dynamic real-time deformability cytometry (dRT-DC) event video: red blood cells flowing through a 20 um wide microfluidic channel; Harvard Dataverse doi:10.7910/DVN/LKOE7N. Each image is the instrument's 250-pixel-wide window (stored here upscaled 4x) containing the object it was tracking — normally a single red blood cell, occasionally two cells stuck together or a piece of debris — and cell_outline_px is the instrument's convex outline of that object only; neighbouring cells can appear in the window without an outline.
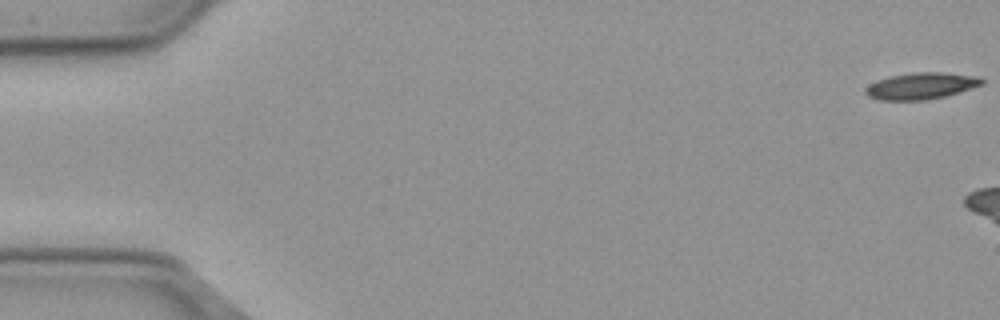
{"species": "common noctule bat (a hibernating species)", "species_latin": "Nyctalus noctula", "temperature_condition": "cold", "stored_images_in_passage": 10, "camera_frame_rate_fps": 3000, "um_per_image_px": 0.085, "animal": {"sex": "male", "body_mass_g": 23.1, "forearm_length_mm": 52.7}, "frame": {"image": 1, "passage_image": 1, "time_ms": 0.0, "image_size_px": [1000, 320], "cell_outline_px": [[984, 84], [972, 88], [944, 96], [928, 100], [880, 100], [868, 96], [864, 92], [872, 84], [880, 80], [892, 76], [916, 72], [944, 72], [980, 76], [984, 80]], "centroid_in_image_um": [78.38, 7.3], "position_along_channel_um": 6.6, "area_um2": 17.8}}